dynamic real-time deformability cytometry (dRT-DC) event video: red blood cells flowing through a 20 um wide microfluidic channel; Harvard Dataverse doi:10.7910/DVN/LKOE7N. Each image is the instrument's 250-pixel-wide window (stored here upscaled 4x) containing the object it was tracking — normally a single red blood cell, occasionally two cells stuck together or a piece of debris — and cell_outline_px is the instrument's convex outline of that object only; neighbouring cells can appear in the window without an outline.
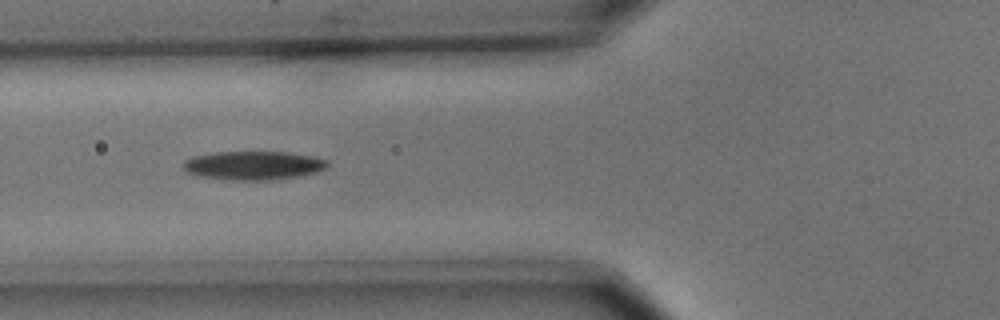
{"species": "common noctule bat (a hibernating species)", "species_latin": "Nyctalus noctula", "temperature_condition": "cold", "stored_images_in_passage": 9, "camera_frame_rate_fps": 3000, "um_per_image_px": 0.085, "animal": {"sex": "male", "body_mass_g": 15.6}, "frame": {"image": 1, "passage_image": 6, "time_ms": 1.667, "image_size_px": [1000, 320], "cell_outline_px": [[328, 164], [324, 168], [316, 172], [300, 176], [272, 180], [228, 180], [200, 176], [184, 172], [180, 164], [184, 160], [192, 156], [216, 152], [288, 152], [316, 156], [328, 160]], "centroid_in_image_um": [21.49, 14.06], "position_along_channel_um": 104.3, "area_um2": 24.51}}
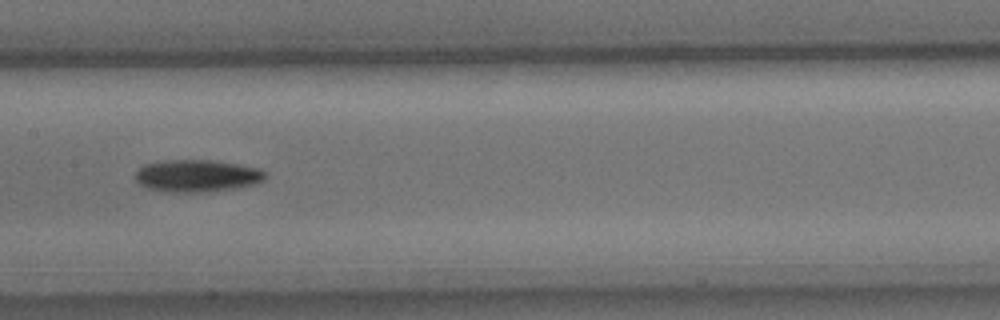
{"frame": {"image": 2, "passage_image": 8, "time_ms": 2.333, "image_size_px": [1000, 320], "cell_outline_px": [[268, 176], [264, 180], [256, 184], [236, 188], [208, 192], [164, 192], [148, 188], [140, 184], [136, 180], [136, 172], [144, 164], [164, 160], [212, 160], [260, 168], [268, 172]], "centroid_in_image_um": [16.79, 14.95], "position_along_channel_um": 190.6, "area_um2": 24.68}}
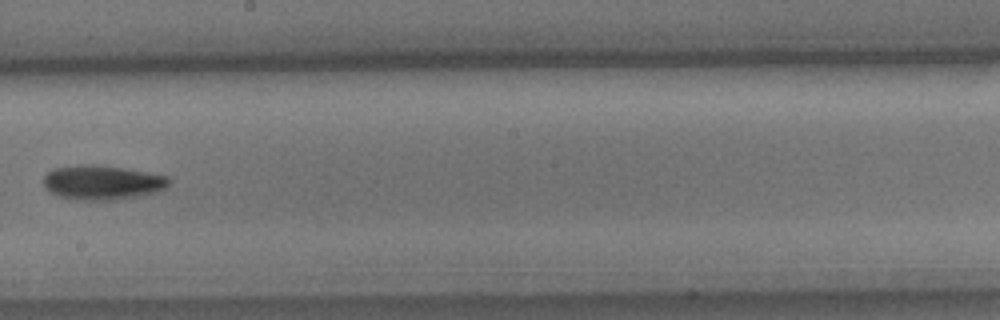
{"frame": {"image": 3, "passage_image": 9, "time_ms": 2.667, "image_size_px": [1000, 320], "cell_outline_px": [[168, 184], [160, 192], [116, 200], [80, 200], [60, 196], [44, 188], [44, 176], [52, 168], [84, 164], [88, 164], [124, 168], [168, 176]], "centroid_in_image_um": [8.69, 15.51], "position_along_channel_um": 239.5, "area_um2": 25.09}}